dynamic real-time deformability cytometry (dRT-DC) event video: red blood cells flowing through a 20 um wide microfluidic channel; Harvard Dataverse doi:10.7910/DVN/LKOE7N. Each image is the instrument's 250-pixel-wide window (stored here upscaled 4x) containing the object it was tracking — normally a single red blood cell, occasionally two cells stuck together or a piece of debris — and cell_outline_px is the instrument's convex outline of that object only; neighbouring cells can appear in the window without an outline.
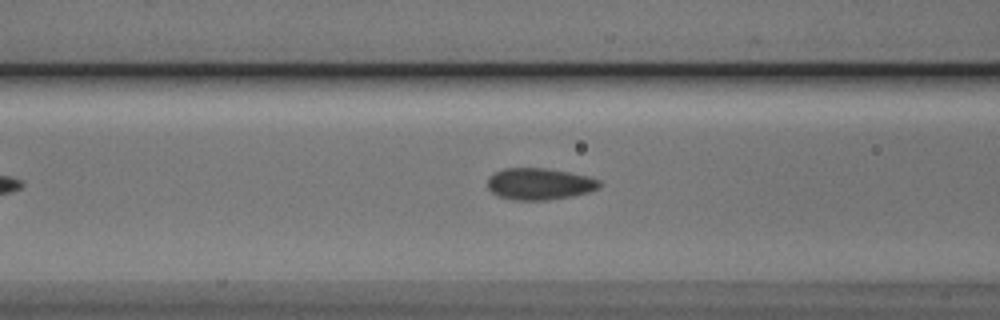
{"species": "Egyptian fruit bat (a non-hibernating species)", "species_latin": "Rousettus aegyptiacus", "temperature_condition": "cold", "stored_images_in_passage": 19, "camera_frame_rate_fps": 3000, "um_per_image_px": 0.085, "animal": {"sex": "male"}, "frame": {"image": 1, "passage_image": 7, "time_ms": 2.0, "image_size_px": [1000, 320], "cell_outline_px": [[600, 188], [588, 192], [572, 196], [548, 200], [512, 200], [500, 196], [492, 192], [488, 188], [488, 176], [504, 168], [548, 168], [588, 176], [600, 180]], "centroid_in_image_um": [45.86, 15.63], "position_along_channel_um": 120.7, "area_um2": 20.69}}
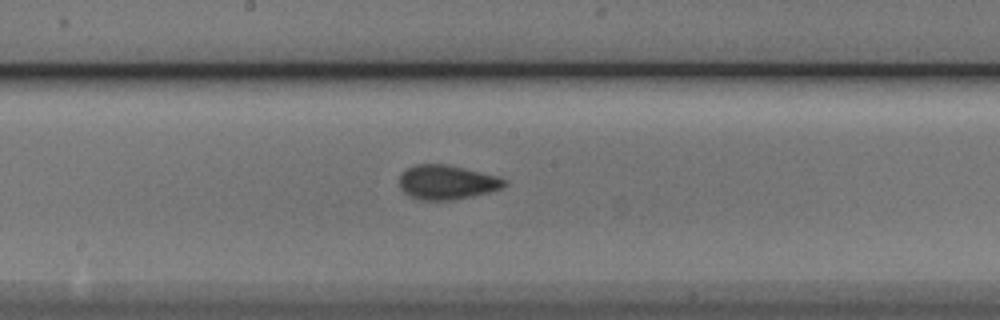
{"frame": {"image": 2, "passage_image": 14, "time_ms": 4.333, "image_size_px": [1000, 320], "cell_outline_px": [[508, 184], [500, 188], [488, 192], [472, 196], [452, 200], [420, 200], [404, 192], [400, 188], [400, 176], [408, 168], [416, 164], [444, 164], [496, 176], [508, 180]], "centroid_in_image_um": [37.98, 15.5], "position_along_channel_um": 210.2, "area_um2": 20.63}}
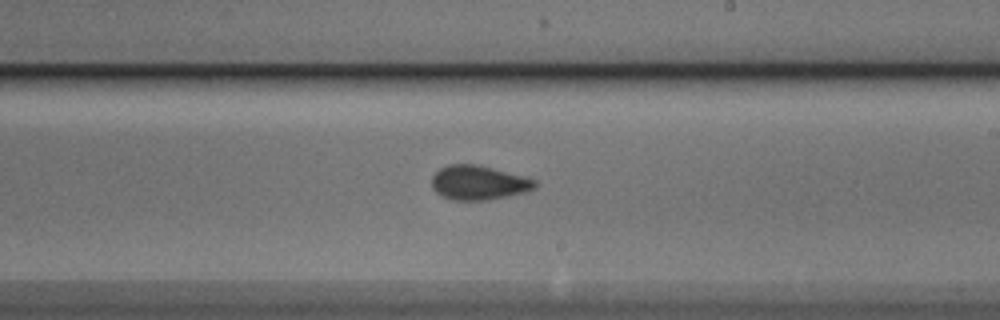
{"frame": {"image": 3, "passage_image": 17, "time_ms": 5.333, "image_size_px": [1000, 320], "cell_outline_px": [[536, 188], [524, 192], [488, 200], [452, 200], [440, 196], [432, 188], [432, 176], [440, 168], [448, 164], [476, 164], [524, 176], [536, 180]], "centroid_in_image_um": [40.65, 15.53], "position_along_channel_um": 248.3, "area_um2": 20.63}}